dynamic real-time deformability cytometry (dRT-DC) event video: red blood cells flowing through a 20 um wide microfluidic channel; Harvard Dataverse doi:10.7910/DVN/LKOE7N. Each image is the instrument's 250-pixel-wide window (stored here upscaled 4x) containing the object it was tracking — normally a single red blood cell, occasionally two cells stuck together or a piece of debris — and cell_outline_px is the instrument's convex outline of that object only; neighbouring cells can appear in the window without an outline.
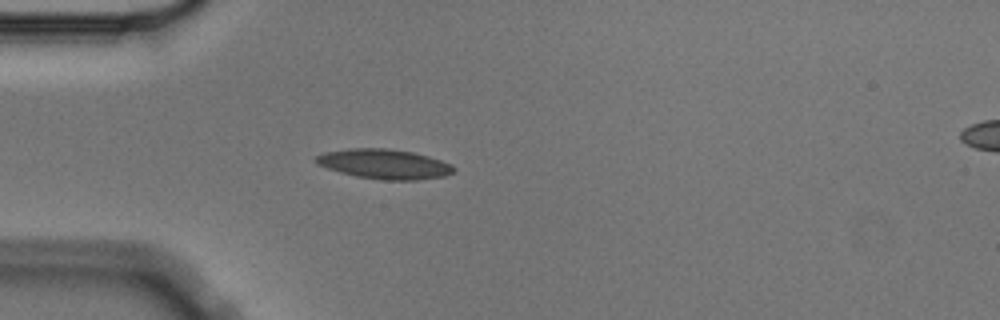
{"species": "Egyptian fruit bat (a non-hibernating species)", "species_latin": "Rousettus aegyptiacus", "temperature_condition": "cold", "stored_images_in_passage": 4, "camera_frame_rate_fps": 3000, "um_per_image_px": 0.085, "animal": {"sex": "male"}, "frame": {"image": 1, "passage_image": 4, "time_ms": 1.0, "image_size_px": [1000, 320], "cell_outline_px": [[456, 168], [452, 172], [444, 176], [416, 180], [380, 180], [356, 176], [340, 172], [316, 164], [312, 160], [316, 156], [324, 152], [348, 148], [388, 148], [412, 152], [428, 156], [452, 164]], "centroid_in_image_um": [32.63, 13.94], "position_along_channel_um": 52.4, "area_um2": 23.99}}